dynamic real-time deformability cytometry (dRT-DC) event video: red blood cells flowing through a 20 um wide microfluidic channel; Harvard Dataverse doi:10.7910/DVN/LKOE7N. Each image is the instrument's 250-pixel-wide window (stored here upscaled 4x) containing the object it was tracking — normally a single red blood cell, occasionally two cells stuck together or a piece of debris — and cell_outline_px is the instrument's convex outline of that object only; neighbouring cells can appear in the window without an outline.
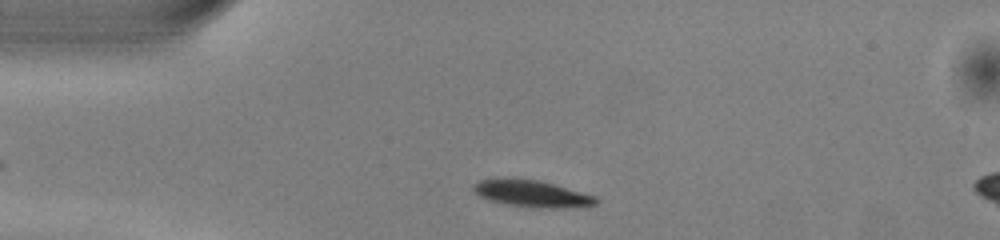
{"species": "common noctule bat (a hibernating species)", "species_latin": "Nyctalus noctula", "temperature_condition": "warm", "stored_images_in_passage": 7, "camera_frame_rate_fps": 3000, "um_per_image_px": 0.085, "animal": {"sex": "male", "body_mass_g": 13.0, "forearm_length_mm": 53.1}, "frame": {"image": 1, "passage_image": 3, "time_ms": 0.667, "image_size_px": [1000, 240], "cell_outline_px": [[600, 200], [596, 204], [564, 208], [540, 208], [504, 204], [480, 196], [472, 188], [472, 184], [480, 180], [512, 176], [540, 180], [596, 196]], "centroid_in_image_um": [45.19, 16.43], "position_along_channel_um": 39.8, "area_um2": 19.42}}